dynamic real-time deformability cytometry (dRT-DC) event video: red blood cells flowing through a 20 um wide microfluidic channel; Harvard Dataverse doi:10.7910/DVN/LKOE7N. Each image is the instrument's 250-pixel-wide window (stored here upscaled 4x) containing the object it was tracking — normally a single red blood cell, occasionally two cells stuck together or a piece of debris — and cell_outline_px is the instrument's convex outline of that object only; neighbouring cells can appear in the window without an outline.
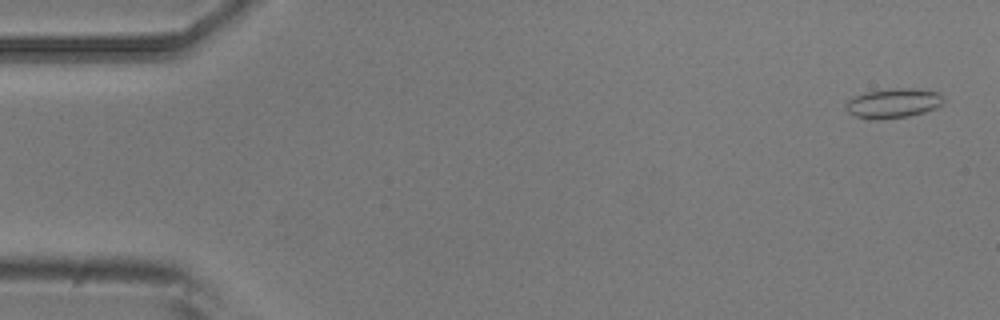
{"species": "common noctule bat (a hibernating species)", "species_latin": "Nyctalus noctula", "temperature_condition": "room temperature", "stored_images_in_passage": 5, "camera_frame_rate_fps": 3000, "um_per_image_px": 0.085, "animal": {"sex": "male", "body_mass_g": 20.5, "forearm_length_mm": 52.5}, "frame": {"image": 1, "passage_image": 1, "time_ms": 0.0, "image_size_px": [1000, 320], "cell_outline_px": [[944, 100], [936, 108], [924, 112], [908, 116], [880, 120], [868, 120], [856, 116], [848, 112], [844, 108], [844, 104], [848, 100], [864, 92], [892, 88], [920, 88], [936, 92], [944, 96]], "centroid_in_image_um": [75.9, 8.77], "position_along_channel_um": 9.1, "area_um2": 17.11}}